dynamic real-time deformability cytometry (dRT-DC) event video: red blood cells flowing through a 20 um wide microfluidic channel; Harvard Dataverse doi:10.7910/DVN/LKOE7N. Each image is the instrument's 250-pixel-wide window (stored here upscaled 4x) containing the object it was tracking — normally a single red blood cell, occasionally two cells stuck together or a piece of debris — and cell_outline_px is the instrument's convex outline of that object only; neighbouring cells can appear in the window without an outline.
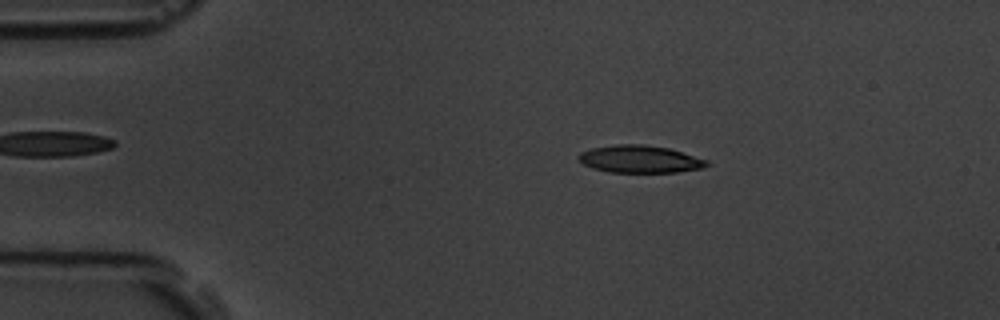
{"species": "common noctule bat (a hibernating species)", "species_latin": "Nyctalus noctula", "temperature_condition": "room temperature", "stored_images_in_passage": 13, "camera_frame_rate_fps": 3000, "um_per_image_px": 0.085, "animal": {"sex": "male", "body_mass_g": 19.5, "forearm_length_mm": 54.6}, "frame": {"image": 1, "passage_image": 1, "time_ms": 0.0, "image_size_px": [1000, 320], "cell_outline_px": [[708, 164], [704, 168], [676, 172], [608, 172], [592, 168], [584, 164], [576, 156], [580, 152], [592, 148], [616, 144], [644, 144], [668, 148], [708, 160]], "centroid_in_image_um": [54.37, 13.52], "position_along_channel_um": 30.6, "area_um2": 20.46}}
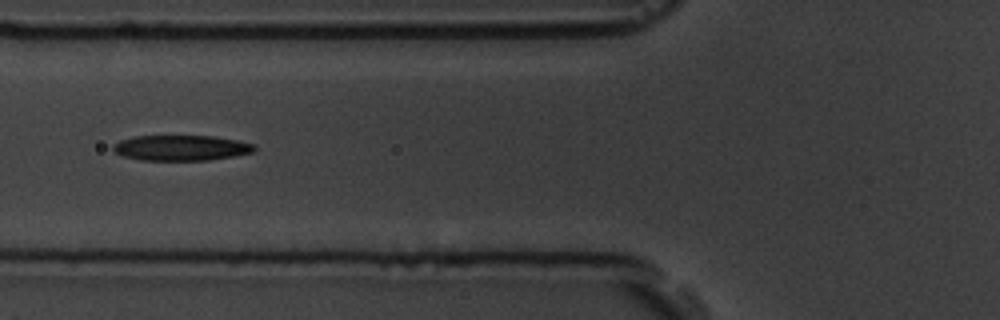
{"frame": {"image": 2, "passage_image": 4, "time_ms": 3.667, "image_size_px": [1000, 320], "cell_outline_px": [[256, 148], [252, 152], [232, 156], [208, 160], [140, 160], [124, 156], [116, 152], [112, 148], [112, 144], [120, 140], [136, 136], [212, 136], [236, 140], [256, 144]], "centroid_in_image_um": [15.38, 12.56], "position_along_channel_um": 110.4, "area_um2": 20.81}}
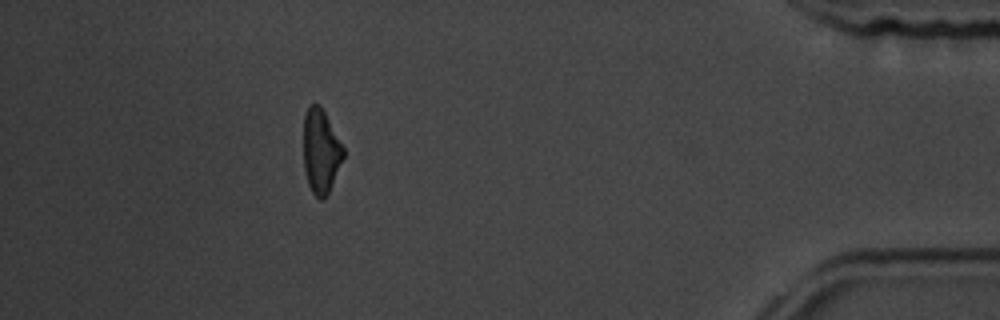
{"frame": {"image": 3, "passage_image": 12, "time_ms": 13.333, "image_size_px": [1000, 320], "cell_outline_px": [[344, 156], [328, 192], [324, 200], [320, 200], [312, 192], [308, 184], [304, 168], [304, 116], [308, 108], [312, 104], [320, 104], [344, 148]], "centroid_in_image_um": [27.26, 12.86], "position_along_channel_um": 407.9, "area_um2": 19.25}, "authors_computed_cell_mechanics": {"area_um2": 20.808, "velocity_mm_per_s": 3.6365, "shape_relaxation_time_tau1_ms": 4.1863, "shape_relaxation_time_tau2_ms": 3.7951, "deformation_change_tau1": 0.1361, "deformation_change_tau2": 0.1306}}